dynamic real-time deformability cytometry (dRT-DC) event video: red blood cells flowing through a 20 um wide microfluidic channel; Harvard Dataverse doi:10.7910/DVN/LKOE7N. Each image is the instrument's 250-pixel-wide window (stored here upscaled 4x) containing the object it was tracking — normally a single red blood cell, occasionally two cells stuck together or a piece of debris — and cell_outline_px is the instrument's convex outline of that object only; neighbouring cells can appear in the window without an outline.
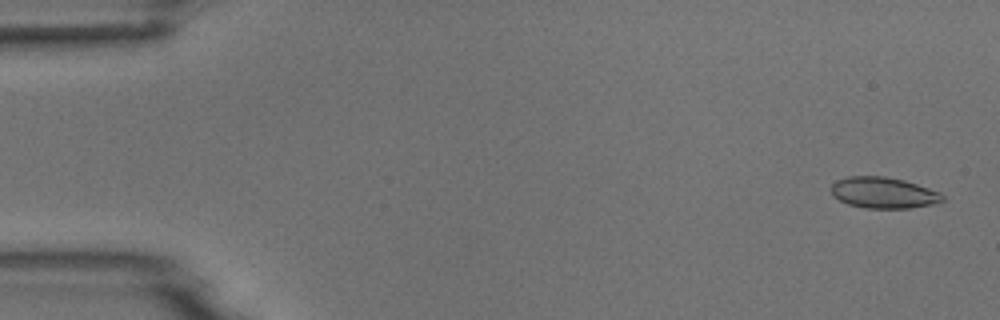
{"species": "common noctule bat (a hibernating species)", "species_latin": "Nyctalus noctula", "temperature_condition": "room temperature", "stored_images_in_passage": 6, "camera_frame_rate_fps": 3000, "um_per_image_px": 0.085, "animal": {"sex": "male", "body_mass_g": 18.8}, "frame": {"image": 1, "passage_image": 1, "time_ms": 0.0, "image_size_px": [1000, 320], "cell_outline_px": [[944, 200], [932, 204], [908, 208], [864, 208], [848, 204], [832, 196], [828, 188], [836, 180], [848, 176], [884, 176], [904, 180], [940, 192], [944, 196]], "centroid_in_image_um": [75.04, 16.38], "position_along_channel_um": 10.0, "area_um2": 20.29}}
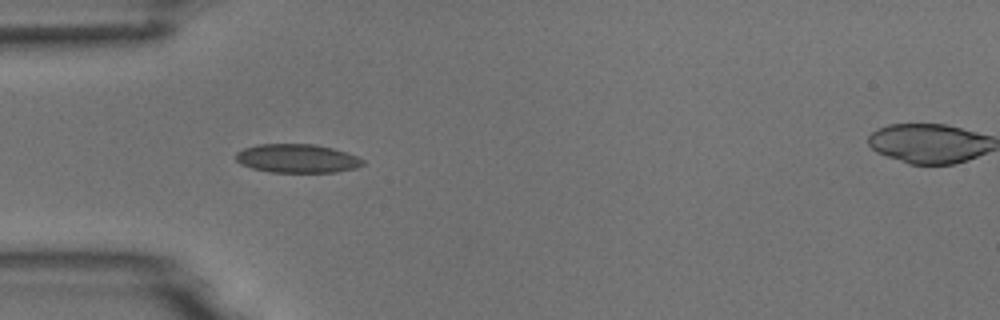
{"frame": {"image": 2, "passage_image": 5, "time_ms": 4.667, "image_size_px": [1000, 320], "cell_outline_px": [[364, 164], [356, 168], [336, 172], [268, 172], [252, 168], [240, 164], [236, 160], [236, 152], [244, 148], [256, 144], [316, 144], [332, 148], [356, 156], [364, 160]], "centroid_in_image_um": [25.23, 13.47], "position_along_channel_um": 59.8, "area_um2": 21.27}}
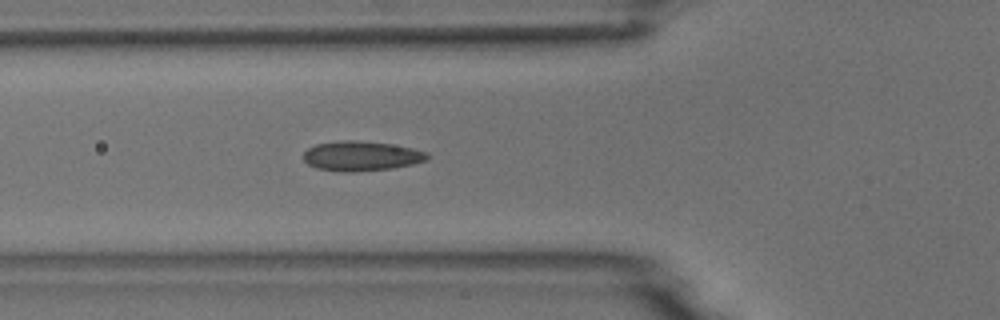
{"frame": {"image": 3, "passage_image": 6, "time_ms": 5.667, "image_size_px": [1000, 320], "cell_outline_px": [[428, 160], [412, 164], [392, 168], [356, 172], [340, 172], [316, 168], [308, 164], [304, 160], [304, 152], [308, 148], [316, 144], [340, 140], [356, 140], [388, 144], [412, 148], [428, 152]], "centroid_in_image_um": [30.69, 13.27], "position_along_channel_um": 95.1, "area_um2": 21.5}}